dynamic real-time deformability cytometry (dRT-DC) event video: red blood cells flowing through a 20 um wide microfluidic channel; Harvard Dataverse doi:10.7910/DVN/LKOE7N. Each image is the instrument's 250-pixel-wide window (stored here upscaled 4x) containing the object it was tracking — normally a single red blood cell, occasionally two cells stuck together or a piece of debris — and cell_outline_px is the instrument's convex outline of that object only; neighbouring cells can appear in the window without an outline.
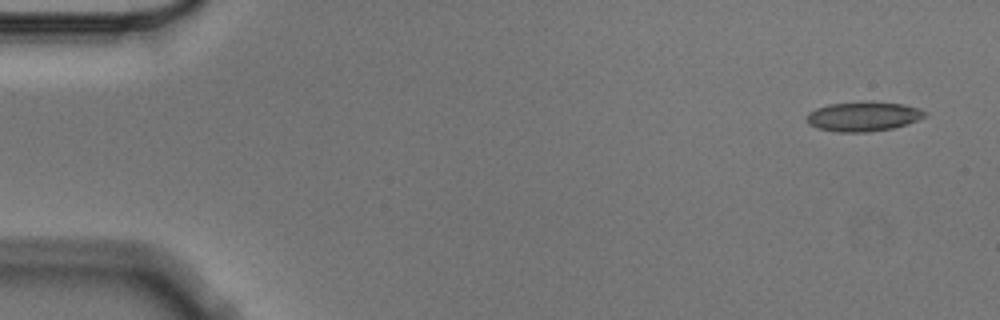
{"species": "Egyptian fruit bat (a non-hibernating species)", "species_latin": "Rousettus aegyptiacus", "temperature_condition": "cold", "stored_images_in_passage": 6, "camera_frame_rate_fps": 3000, "um_per_image_px": 0.085, "animal": {"sex": "male"}, "frame": {"image": 1, "passage_image": 1, "time_ms": 0.0, "image_size_px": [1000, 320], "cell_outline_px": [[928, 116], [908, 124], [892, 128], [868, 132], [836, 132], [816, 128], [808, 124], [804, 120], [808, 112], [816, 108], [828, 104], [864, 100], [872, 100], [904, 104], [920, 108], [928, 112]], "centroid_in_image_um": [73.38, 9.87], "position_along_channel_um": 11.6, "area_um2": 21.15}}
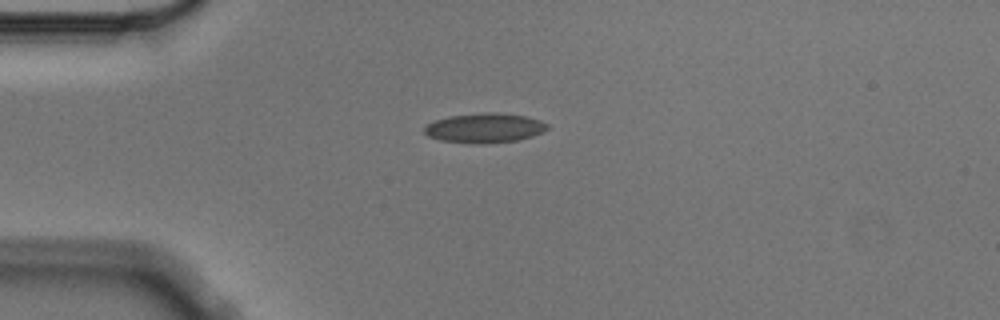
{"frame": {"image": 2, "passage_image": 4, "time_ms": 1.0, "image_size_px": [1000, 320], "cell_outline_px": [[548, 128], [544, 132], [520, 140], [488, 144], [476, 144], [440, 140], [428, 136], [424, 132], [424, 128], [432, 120], [448, 116], [484, 112], [496, 112], [528, 116], [540, 120], [548, 124]], "centroid_in_image_um": [41.21, 10.88], "position_along_channel_um": 43.8, "area_um2": 21.62}}
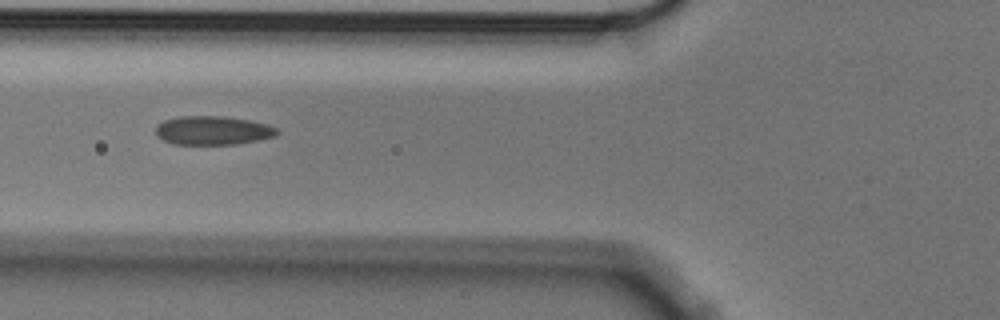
{"frame": {"image": 3, "passage_image": 6, "time_ms": 1.667, "image_size_px": [1000, 320], "cell_outline_px": [[280, 132], [276, 136], [260, 140], [236, 144], [172, 144], [156, 136], [156, 128], [164, 120], [180, 116], [220, 116], [248, 120], [268, 124], [276, 128]], "centroid_in_image_um": [18.11, 11.09], "position_along_channel_um": 107.7, "area_um2": 20.35}}